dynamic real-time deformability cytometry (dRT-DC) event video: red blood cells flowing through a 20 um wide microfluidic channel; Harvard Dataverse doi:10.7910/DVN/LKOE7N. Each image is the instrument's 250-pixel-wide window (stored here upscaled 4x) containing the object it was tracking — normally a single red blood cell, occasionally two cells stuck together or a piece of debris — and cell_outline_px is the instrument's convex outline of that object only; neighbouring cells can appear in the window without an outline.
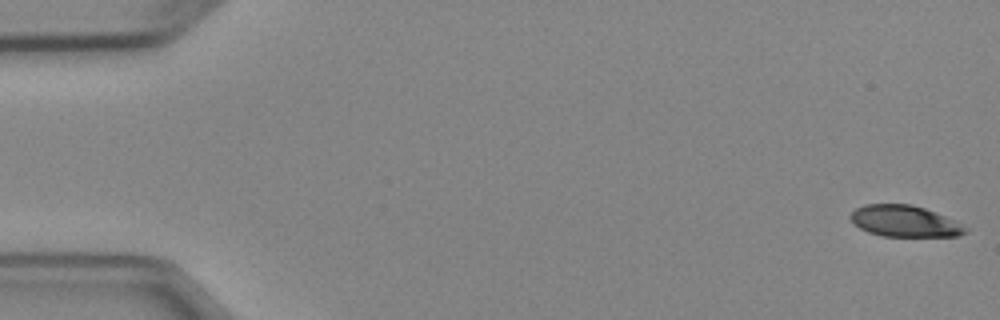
{"species": "Egyptian fruit bat (a non-hibernating species)", "species_latin": "Rousettus aegyptiacus", "temperature_condition": "cold", "stored_images_in_passage": 5, "camera_frame_rate_fps": 3000, "um_per_image_px": 0.085, "animal": {"sex": "female"}, "frame": {"image": 1, "passage_image": 1, "time_ms": 0.0, "image_size_px": [1000, 320], "cell_outline_px": [[968, 232], [960, 236], [880, 236], [868, 232], [860, 228], [848, 216], [856, 208], [864, 204], [912, 204], [924, 208], [956, 220], [968, 228]], "centroid_in_image_um": [76.92, 18.8], "position_along_channel_um": 8.1, "area_um2": 21.1}}
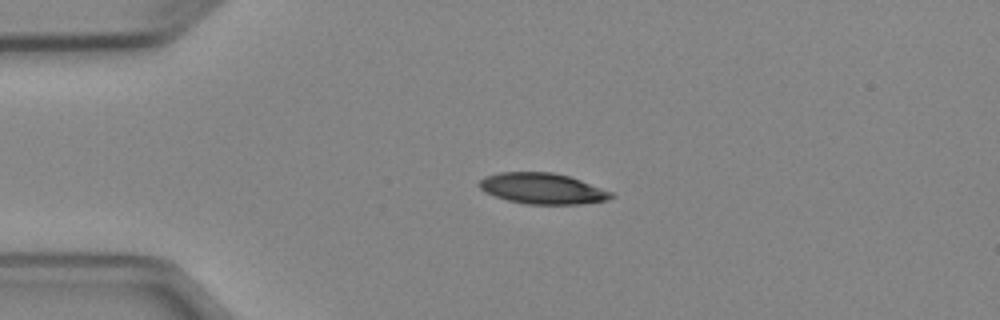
{"frame": {"image": 2, "passage_image": 4, "time_ms": 3.667, "image_size_px": [1000, 320], "cell_outline_px": [[616, 196], [608, 200], [580, 204], [524, 204], [508, 200], [484, 192], [476, 184], [484, 176], [500, 172], [552, 172], [568, 176], [580, 180], [612, 192]], "centroid_in_image_um": [46.09, 16.02], "position_along_channel_um": 38.9, "area_um2": 23.76}}